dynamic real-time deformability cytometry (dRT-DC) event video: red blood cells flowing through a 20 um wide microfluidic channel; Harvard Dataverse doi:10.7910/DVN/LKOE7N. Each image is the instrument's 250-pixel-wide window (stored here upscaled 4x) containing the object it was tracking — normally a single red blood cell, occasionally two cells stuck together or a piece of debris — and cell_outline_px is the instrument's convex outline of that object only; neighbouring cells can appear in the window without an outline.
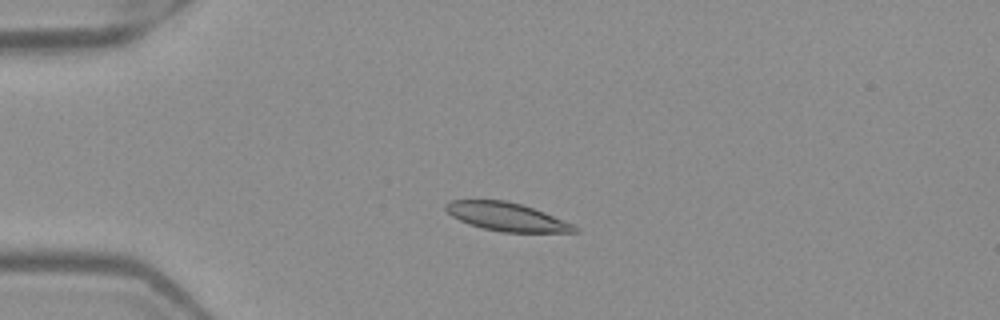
{"species": "Egyptian fruit bat (a non-hibernating species)", "species_latin": "Rousettus aegyptiacus", "temperature_condition": "warm", "stored_images_in_passage": 40, "camera_frame_rate_fps": 3000, "um_per_image_px": 0.085, "frame": {"image": 1, "passage_image": 1, "time_ms": 0.0, "image_size_px": [1000, 320], "cell_outline_px": [[580, 232], [500, 232], [468, 224], [452, 216], [444, 208], [444, 204], [448, 200], [504, 200], [520, 204], [544, 212], [572, 224], [580, 228]], "centroid_in_image_um": [43.04, 18.43], "position_along_channel_um": 42.0, "area_um2": 21.15}}
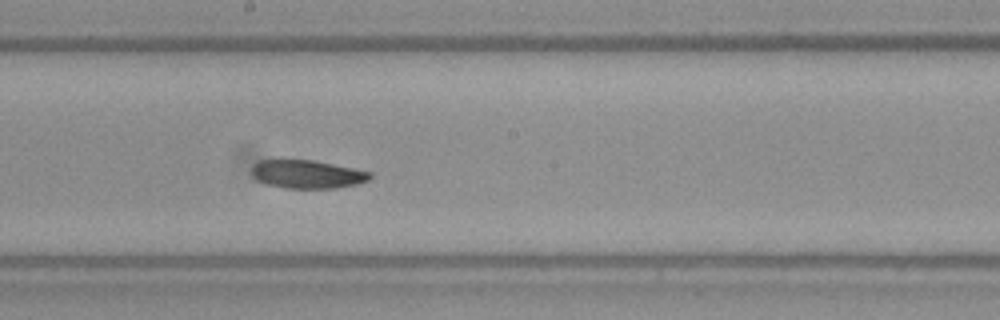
{"frame": {"image": 2, "passage_image": 17, "time_ms": 5.333, "image_size_px": [1000, 320], "cell_outline_px": [[372, 176], [368, 180], [356, 184], [336, 188], [284, 188], [268, 184], [256, 180], [252, 176], [252, 168], [260, 160], [280, 156], [316, 160], [372, 172]], "centroid_in_image_um": [26.06, 14.75], "position_along_channel_um": 222.1, "area_um2": 20.29}}
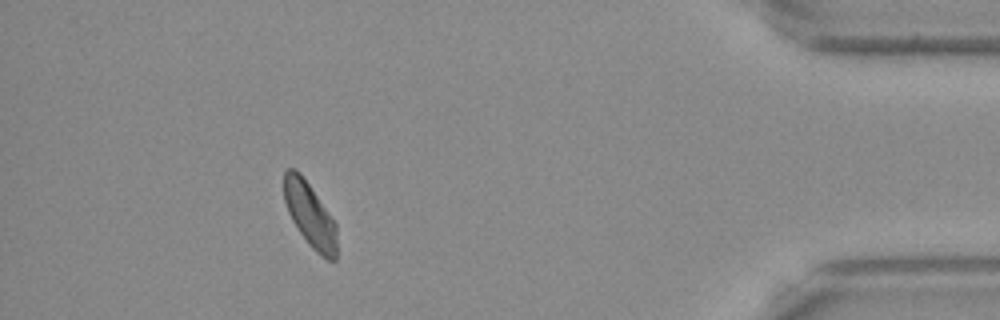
{"frame": {"image": 3, "passage_image": 35, "time_ms": 11.333, "image_size_px": [1000, 320], "cell_outline_px": [[336, 260], [328, 260], [320, 256], [308, 244], [292, 220], [288, 212], [284, 200], [284, 172], [288, 168], [296, 168], [300, 172], [336, 224]], "centroid_in_image_um": [26.33, 18.26], "position_along_channel_um": 408.9, "area_um2": 19.59}, "authors_computed_cell_mechanics": {"area_um2": 20.6635, "velocity_mm_per_s": 3.9569, "shape_relaxation_time_tau1_ms": 5.7768, "shape_relaxation_time_tau2_ms": 4.4264, "deformation_change_tau1": 0.1404, "deformation_change_tau2": 0.0945}}